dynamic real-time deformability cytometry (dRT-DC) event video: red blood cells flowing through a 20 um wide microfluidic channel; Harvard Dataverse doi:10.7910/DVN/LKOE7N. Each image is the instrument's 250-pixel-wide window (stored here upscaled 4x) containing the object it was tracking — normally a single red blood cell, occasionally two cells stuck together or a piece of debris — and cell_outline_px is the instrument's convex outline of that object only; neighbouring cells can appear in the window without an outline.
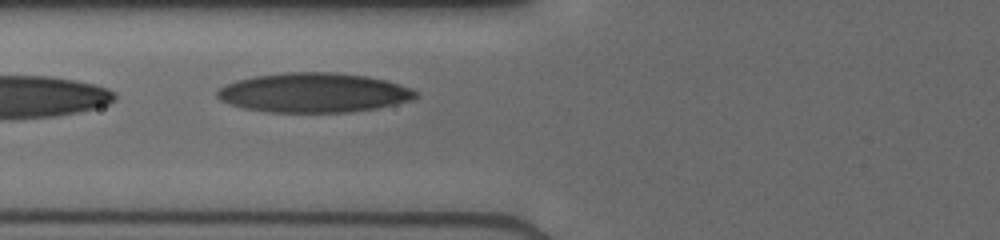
{"species": "human", "species_latin": "Homo sapiens", "temperature_condition": "cold", "stored_images_in_passage": 13, "camera_frame_rate_fps": 3000, "um_per_image_px": 0.085, "donor": {"sex": "male"}, "frame": {"image": 1, "passage_image": 4, "time_ms": 2.667, "image_size_px": [1000, 240], "cell_outline_px": [[416, 96], [412, 100], [376, 108], [348, 112], [268, 112], [244, 108], [220, 100], [216, 96], [216, 92], [220, 88], [236, 80], [256, 76], [284, 72], [336, 72], [368, 76], [384, 80], [412, 88], [416, 92]], "centroid_in_image_um": [26.66, 7.87], "position_along_channel_um": 99.1, "area_um2": 45.49}}
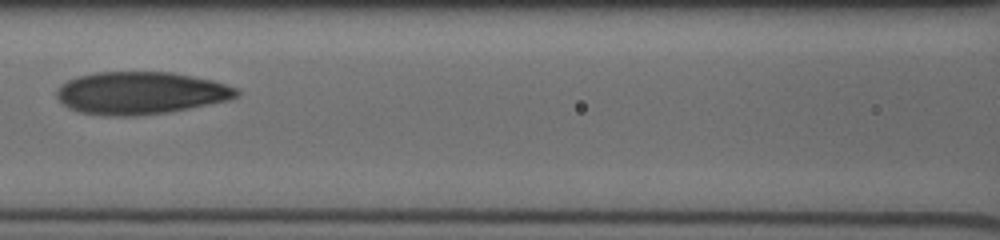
{"frame": {"image": 2, "passage_image": 6, "time_ms": 4.0, "image_size_px": [1000, 240], "cell_outline_px": [[240, 96], [228, 100], [168, 112], [132, 116], [104, 116], [80, 112], [68, 108], [56, 96], [56, 88], [60, 84], [76, 76], [96, 72], [172, 72], [212, 80], [240, 88]], "centroid_in_image_um": [11.94, 7.9], "position_along_channel_um": 154.7, "area_um2": 44.8}}
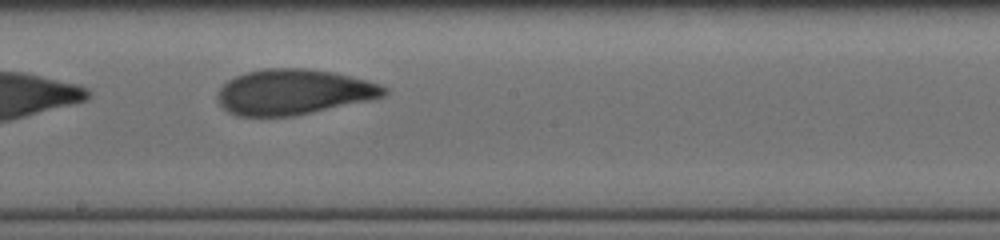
{"frame": {"image": 3, "passage_image": 8, "time_ms": 5.667, "image_size_px": [1000, 240], "cell_outline_px": [[388, 92], [384, 96], [368, 100], [292, 116], [236, 116], [228, 112], [220, 104], [220, 88], [228, 80], [244, 72], [264, 68], [308, 68], [332, 72], [380, 84], [388, 88]], "centroid_in_image_um": [24.94, 7.81], "position_along_channel_um": 223.3, "area_um2": 43.58}}